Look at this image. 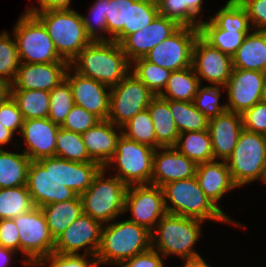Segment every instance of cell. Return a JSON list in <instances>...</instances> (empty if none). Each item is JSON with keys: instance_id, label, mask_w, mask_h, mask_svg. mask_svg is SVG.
<instances>
[{"instance_id": "1", "label": "cell", "mask_w": 266, "mask_h": 267, "mask_svg": "<svg viewBox=\"0 0 266 267\" xmlns=\"http://www.w3.org/2000/svg\"><path fill=\"white\" fill-rule=\"evenodd\" d=\"M103 167L59 157L31 161L26 186L36 207L71 200L85 192Z\"/></svg>"}, {"instance_id": "2", "label": "cell", "mask_w": 266, "mask_h": 267, "mask_svg": "<svg viewBox=\"0 0 266 267\" xmlns=\"http://www.w3.org/2000/svg\"><path fill=\"white\" fill-rule=\"evenodd\" d=\"M70 67L82 76L112 87L131 71V62L116 41L96 40L79 52Z\"/></svg>"}, {"instance_id": "3", "label": "cell", "mask_w": 266, "mask_h": 267, "mask_svg": "<svg viewBox=\"0 0 266 267\" xmlns=\"http://www.w3.org/2000/svg\"><path fill=\"white\" fill-rule=\"evenodd\" d=\"M151 248V231L146 227L117 218L102 226L100 245L95 255L97 266H118Z\"/></svg>"}, {"instance_id": "4", "label": "cell", "mask_w": 266, "mask_h": 267, "mask_svg": "<svg viewBox=\"0 0 266 267\" xmlns=\"http://www.w3.org/2000/svg\"><path fill=\"white\" fill-rule=\"evenodd\" d=\"M203 223L200 219L166 213L151 231V248L165 259L172 255L182 260L201 257L193 247L202 236Z\"/></svg>"}, {"instance_id": "5", "label": "cell", "mask_w": 266, "mask_h": 267, "mask_svg": "<svg viewBox=\"0 0 266 267\" xmlns=\"http://www.w3.org/2000/svg\"><path fill=\"white\" fill-rule=\"evenodd\" d=\"M161 188L167 213L196 218L204 222L211 220L233 224L205 195L196 176L169 182Z\"/></svg>"}, {"instance_id": "6", "label": "cell", "mask_w": 266, "mask_h": 267, "mask_svg": "<svg viewBox=\"0 0 266 267\" xmlns=\"http://www.w3.org/2000/svg\"><path fill=\"white\" fill-rule=\"evenodd\" d=\"M102 168L88 189L80 194L83 213L102 225L118 219L124 214L128 186L115 175L107 176Z\"/></svg>"}, {"instance_id": "7", "label": "cell", "mask_w": 266, "mask_h": 267, "mask_svg": "<svg viewBox=\"0 0 266 267\" xmlns=\"http://www.w3.org/2000/svg\"><path fill=\"white\" fill-rule=\"evenodd\" d=\"M34 15L43 23L59 56L71 62L92 40L76 10H44Z\"/></svg>"}, {"instance_id": "8", "label": "cell", "mask_w": 266, "mask_h": 267, "mask_svg": "<svg viewBox=\"0 0 266 267\" xmlns=\"http://www.w3.org/2000/svg\"><path fill=\"white\" fill-rule=\"evenodd\" d=\"M226 163L238 188L258 180L266 184V135L243 129Z\"/></svg>"}, {"instance_id": "9", "label": "cell", "mask_w": 266, "mask_h": 267, "mask_svg": "<svg viewBox=\"0 0 266 267\" xmlns=\"http://www.w3.org/2000/svg\"><path fill=\"white\" fill-rule=\"evenodd\" d=\"M155 148L121 135L116 151L103 167L117 171L114 175L127 186L151 184Z\"/></svg>"}, {"instance_id": "10", "label": "cell", "mask_w": 266, "mask_h": 267, "mask_svg": "<svg viewBox=\"0 0 266 267\" xmlns=\"http://www.w3.org/2000/svg\"><path fill=\"white\" fill-rule=\"evenodd\" d=\"M13 27L20 62H67L59 56L45 26L34 14L24 11Z\"/></svg>"}, {"instance_id": "11", "label": "cell", "mask_w": 266, "mask_h": 267, "mask_svg": "<svg viewBox=\"0 0 266 267\" xmlns=\"http://www.w3.org/2000/svg\"><path fill=\"white\" fill-rule=\"evenodd\" d=\"M13 220L18 228L24 267H33L39 260L54 253L55 240L50 235L46 217L40 207L35 206Z\"/></svg>"}, {"instance_id": "12", "label": "cell", "mask_w": 266, "mask_h": 267, "mask_svg": "<svg viewBox=\"0 0 266 267\" xmlns=\"http://www.w3.org/2000/svg\"><path fill=\"white\" fill-rule=\"evenodd\" d=\"M155 96L143 82L129 72L117 85L110 87L107 120L122 127L138 112L147 109Z\"/></svg>"}, {"instance_id": "13", "label": "cell", "mask_w": 266, "mask_h": 267, "mask_svg": "<svg viewBox=\"0 0 266 267\" xmlns=\"http://www.w3.org/2000/svg\"><path fill=\"white\" fill-rule=\"evenodd\" d=\"M199 27L181 26L175 33L150 50L144 58L170 71L192 66L193 47Z\"/></svg>"}, {"instance_id": "14", "label": "cell", "mask_w": 266, "mask_h": 267, "mask_svg": "<svg viewBox=\"0 0 266 267\" xmlns=\"http://www.w3.org/2000/svg\"><path fill=\"white\" fill-rule=\"evenodd\" d=\"M128 211L129 221L152 231L167 213L162 188L151 184L128 186L124 214Z\"/></svg>"}, {"instance_id": "15", "label": "cell", "mask_w": 266, "mask_h": 267, "mask_svg": "<svg viewBox=\"0 0 266 267\" xmlns=\"http://www.w3.org/2000/svg\"><path fill=\"white\" fill-rule=\"evenodd\" d=\"M192 67L201 85L204 80L209 85L224 87L232 73V56L211 46L199 35L193 47Z\"/></svg>"}, {"instance_id": "16", "label": "cell", "mask_w": 266, "mask_h": 267, "mask_svg": "<svg viewBox=\"0 0 266 267\" xmlns=\"http://www.w3.org/2000/svg\"><path fill=\"white\" fill-rule=\"evenodd\" d=\"M102 224L86 214H82L56 239L54 253L82 254L95 257L101 237Z\"/></svg>"}, {"instance_id": "17", "label": "cell", "mask_w": 266, "mask_h": 267, "mask_svg": "<svg viewBox=\"0 0 266 267\" xmlns=\"http://www.w3.org/2000/svg\"><path fill=\"white\" fill-rule=\"evenodd\" d=\"M264 72L233 68L226 89L227 111L243 114L261 101V90L265 79Z\"/></svg>"}, {"instance_id": "18", "label": "cell", "mask_w": 266, "mask_h": 267, "mask_svg": "<svg viewBox=\"0 0 266 267\" xmlns=\"http://www.w3.org/2000/svg\"><path fill=\"white\" fill-rule=\"evenodd\" d=\"M65 79L71 86L74 105L84 108L100 120H107L110 103L109 86L73 72L71 67L68 68Z\"/></svg>"}, {"instance_id": "19", "label": "cell", "mask_w": 266, "mask_h": 267, "mask_svg": "<svg viewBox=\"0 0 266 267\" xmlns=\"http://www.w3.org/2000/svg\"><path fill=\"white\" fill-rule=\"evenodd\" d=\"M181 25L160 14L146 27L129 34L120 46L130 62L144 57L157 44L175 33Z\"/></svg>"}, {"instance_id": "20", "label": "cell", "mask_w": 266, "mask_h": 267, "mask_svg": "<svg viewBox=\"0 0 266 267\" xmlns=\"http://www.w3.org/2000/svg\"><path fill=\"white\" fill-rule=\"evenodd\" d=\"M69 62L22 63L11 82V89H40L50 92L65 80Z\"/></svg>"}, {"instance_id": "21", "label": "cell", "mask_w": 266, "mask_h": 267, "mask_svg": "<svg viewBox=\"0 0 266 267\" xmlns=\"http://www.w3.org/2000/svg\"><path fill=\"white\" fill-rule=\"evenodd\" d=\"M197 164L175 147H159L153 155L151 185L162 187L176 180L189 179L196 174Z\"/></svg>"}, {"instance_id": "22", "label": "cell", "mask_w": 266, "mask_h": 267, "mask_svg": "<svg viewBox=\"0 0 266 267\" xmlns=\"http://www.w3.org/2000/svg\"><path fill=\"white\" fill-rule=\"evenodd\" d=\"M59 128L49 118L24 120L20 135L26 147L22 151L31 161L56 156V134Z\"/></svg>"}, {"instance_id": "23", "label": "cell", "mask_w": 266, "mask_h": 267, "mask_svg": "<svg viewBox=\"0 0 266 267\" xmlns=\"http://www.w3.org/2000/svg\"><path fill=\"white\" fill-rule=\"evenodd\" d=\"M195 176L200 188L213 204L233 222V225L243 228L240 222L233 220L220 208L219 202L223 196L238 188L231 178L226 161L213 160L197 164Z\"/></svg>"}, {"instance_id": "24", "label": "cell", "mask_w": 266, "mask_h": 267, "mask_svg": "<svg viewBox=\"0 0 266 267\" xmlns=\"http://www.w3.org/2000/svg\"><path fill=\"white\" fill-rule=\"evenodd\" d=\"M243 130L242 115L225 111L209 119L208 132L213 149V160L227 161Z\"/></svg>"}, {"instance_id": "25", "label": "cell", "mask_w": 266, "mask_h": 267, "mask_svg": "<svg viewBox=\"0 0 266 267\" xmlns=\"http://www.w3.org/2000/svg\"><path fill=\"white\" fill-rule=\"evenodd\" d=\"M81 135L89 157L104 167L116 151L122 129L109 120H101Z\"/></svg>"}, {"instance_id": "26", "label": "cell", "mask_w": 266, "mask_h": 267, "mask_svg": "<svg viewBox=\"0 0 266 267\" xmlns=\"http://www.w3.org/2000/svg\"><path fill=\"white\" fill-rule=\"evenodd\" d=\"M233 68L261 71L266 65V31L251 30L232 55Z\"/></svg>"}, {"instance_id": "27", "label": "cell", "mask_w": 266, "mask_h": 267, "mask_svg": "<svg viewBox=\"0 0 266 267\" xmlns=\"http://www.w3.org/2000/svg\"><path fill=\"white\" fill-rule=\"evenodd\" d=\"M147 109L154 125L156 149L159 147H174L179 132L169 110L168 100L155 96Z\"/></svg>"}, {"instance_id": "28", "label": "cell", "mask_w": 266, "mask_h": 267, "mask_svg": "<svg viewBox=\"0 0 266 267\" xmlns=\"http://www.w3.org/2000/svg\"><path fill=\"white\" fill-rule=\"evenodd\" d=\"M54 240L83 214L80 196L41 207Z\"/></svg>"}, {"instance_id": "29", "label": "cell", "mask_w": 266, "mask_h": 267, "mask_svg": "<svg viewBox=\"0 0 266 267\" xmlns=\"http://www.w3.org/2000/svg\"><path fill=\"white\" fill-rule=\"evenodd\" d=\"M201 86L192 66L172 71L159 97L173 101H193Z\"/></svg>"}, {"instance_id": "30", "label": "cell", "mask_w": 266, "mask_h": 267, "mask_svg": "<svg viewBox=\"0 0 266 267\" xmlns=\"http://www.w3.org/2000/svg\"><path fill=\"white\" fill-rule=\"evenodd\" d=\"M31 159L22 153L0 149V188L26 185Z\"/></svg>"}, {"instance_id": "31", "label": "cell", "mask_w": 266, "mask_h": 267, "mask_svg": "<svg viewBox=\"0 0 266 267\" xmlns=\"http://www.w3.org/2000/svg\"><path fill=\"white\" fill-rule=\"evenodd\" d=\"M203 3L204 0H157L160 15L189 27H199Z\"/></svg>"}, {"instance_id": "32", "label": "cell", "mask_w": 266, "mask_h": 267, "mask_svg": "<svg viewBox=\"0 0 266 267\" xmlns=\"http://www.w3.org/2000/svg\"><path fill=\"white\" fill-rule=\"evenodd\" d=\"M251 30H222L210 19L201 20L199 24L200 36L211 46L232 56L242 44L244 37Z\"/></svg>"}, {"instance_id": "33", "label": "cell", "mask_w": 266, "mask_h": 267, "mask_svg": "<svg viewBox=\"0 0 266 267\" xmlns=\"http://www.w3.org/2000/svg\"><path fill=\"white\" fill-rule=\"evenodd\" d=\"M174 147L196 164L213 161V149L208 129L179 133Z\"/></svg>"}, {"instance_id": "34", "label": "cell", "mask_w": 266, "mask_h": 267, "mask_svg": "<svg viewBox=\"0 0 266 267\" xmlns=\"http://www.w3.org/2000/svg\"><path fill=\"white\" fill-rule=\"evenodd\" d=\"M11 97L16 102L24 120L48 118L50 109L48 91L11 89Z\"/></svg>"}, {"instance_id": "35", "label": "cell", "mask_w": 266, "mask_h": 267, "mask_svg": "<svg viewBox=\"0 0 266 267\" xmlns=\"http://www.w3.org/2000/svg\"><path fill=\"white\" fill-rule=\"evenodd\" d=\"M168 105L179 133L208 129L209 119L195 107L193 101L168 100Z\"/></svg>"}, {"instance_id": "36", "label": "cell", "mask_w": 266, "mask_h": 267, "mask_svg": "<svg viewBox=\"0 0 266 267\" xmlns=\"http://www.w3.org/2000/svg\"><path fill=\"white\" fill-rule=\"evenodd\" d=\"M34 207L26 185L0 188V220L13 219Z\"/></svg>"}, {"instance_id": "37", "label": "cell", "mask_w": 266, "mask_h": 267, "mask_svg": "<svg viewBox=\"0 0 266 267\" xmlns=\"http://www.w3.org/2000/svg\"><path fill=\"white\" fill-rule=\"evenodd\" d=\"M133 73L156 96L165 88L172 71L147 61L144 57L131 62Z\"/></svg>"}, {"instance_id": "38", "label": "cell", "mask_w": 266, "mask_h": 267, "mask_svg": "<svg viewBox=\"0 0 266 267\" xmlns=\"http://www.w3.org/2000/svg\"><path fill=\"white\" fill-rule=\"evenodd\" d=\"M56 157L75 162H94L86 150L82 135L59 128L56 134Z\"/></svg>"}, {"instance_id": "39", "label": "cell", "mask_w": 266, "mask_h": 267, "mask_svg": "<svg viewBox=\"0 0 266 267\" xmlns=\"http://www.w3.org/2000/svg\"><path fill=\"white\" fill-rule=\"evenodd\" d=\"M209 19L222 30H252L245 8L238 0H228Z\"/></svg>"}, {"instance_id": "40", "label": "cell", "mask_w": 266, "mask_h": 267, "mask_svg": "<svg viewBox=\"0 0 266 267\" xmlns=\"http://www.w3.org/2000/svg\"><path fill=\"white\" fill-rule=\"evenodd\" d=\"M135 0H110L106 3L108 40L121 43L124 40V27H129L130 5Z\"/></svg>"}, {"instance_id": "41", "label": "cell", "mask_w": 266, "mask_h": 267, "mask_svg": "<svg viewBox=\"0 0 266 267\" xmlns=\"http://www.w3.org/2000/svg\"><path fill=\"white\" fill-rule=\"evenodd\" d=\"M121 129L122 134L127 138L156 149L154 125L148 109L138 112Z\"/></svg>"}, {"instance_id": "42", "label": "cell", "mask_w": 266, "mask_h": 267, "mask_svg": "<svg viewBox=\"0 0 266 267\" xmlns=\"http://www.w3.org/2000/svg\"><path fill=\"white\" fill-rule=\"evenodd\" d=\"M50 109L48 118L61 126L74 106L71 86L65 79L50 92Z\"/></svg>"}, {"instance_id": "43", "label": "cell", "mask_w": 266, "mask_h": 267, "mask_svg": "<svg viewBox=\"0 0 266 267\" xmlns=\"http://www.w3.org/2000/svg\"><path fill=\"white\" fill-rule=\"evenodd\" d=\"M19 65L20 60L14 36H10L7 31H2L0 33V78L11 83Z\"/></svg>"}, {"instance_id": "44", "label": "cell", "mask_w": 266, "mask_h": 267, "mask_svg": "<svg viewBox=\"0 0 266 267\" xmlns=\"http://www.w3.org/2000/svg\"><path fill=\"white\" fill-rule=\"evenodd\" d=\"M158 14L157 0H135L130 5L129 27H124V39L149 25Z\"/></svg>"}, {"instance_id": "45", "label": "cell", "mask_w": 266, "mask_h": 267, "mask_svg": "<svg viewBox=\"0 0 266 267\" xmlns=\"http://www.w3.org/2000/svg\"><path fill=\"white\" fill-rule=\"evenodd\" d=\"M201 85L194 97L195 107L203 113L208 119L217 117L227 111L226 103L220 104L221 92L224 87Z\"/></svg>"}, {"instance_id": "46", "label": "cell", "mask_w": 266, "mask_h": 267, "mask_svg": "<svg viewBox=\"0 0 266 267\" xmlns=\"http://www.w3.org/2000/svg\"><path fill=\"white\" fill-rule=\"evenodd\" d=\"M109 1L110 0H94V3L89 7V15L86 17L81 14L85 32L92 41L108 40L106 3H109Z\"/></svg>"}, {"instance_id": "47", "label": "cell", "mask_w": 266, "mask_h": 267, "mask_svg": "<svg viewBox=\"0 0 266 267\" xmlns=\"http://www.w3.org/2000/svg\"><path fill=\"white\" fill-rule=\"evenodd\" d=\"M98 267L93 256L84 254L51 253L39 260L33 267Z\"/></svg>"}, {"instance_id": "48", "label": "cell", "mask_w": 266, "mask_h": 267, "mask_svg": "<svg viewBox=\"0 0 266 267\" xmlns=\"http://www.w3.org/2000/svg\"><path fill=\"white\" fill-rule=\"evenodd\" d=\"M100 121L101 120L94 114L82 107L74 105L60 127L68 131L82 134Z\"/></svg>"}, {"instance_id": "49", "label": "cell", "mask_w": 266, "mask_h": 267, "mask_svg": "<svg viewBox=\"0 0 266 267\" xmlns=\"http://www.w3.org/2000/svg\"><path fill=\"white\" fill-rule=\"evenodd\" d=\"M243 129L266 135V102H257L242 114Z\"/></svg>"}, {"instance_id": "50", "label": "cell", "mask_w": 266, "mask_h": 267, "mask_svg": "<svg viewBox=\"0 0 266 267\" xmlns=\"http://www.w3.org/2000/svg\"><path fill=\"white\" fill-rule=\"evenodd\" d=\"M24 118L18 109L16 102L9 97L4 103L0 104V123L5 128L12 131L15 135L20 134Z\"/></svg>"}, {"instance_id": "51", "label": "cell", "mask_w": 266, "mask_h": 267, "mask_svg": "<svg viewBox=\"0 0 266 267\" xmlns=\"http://www.w3.org/2000/svg\"><path fill=\"white\" fill-rule=\"evenodd\" d=\"M245 8L253 30L266 31V0H238Z\"/></svg>"}, {"instance_id": "52", "label": "cell", "mask_w": 266, "mask_h": 267, "mask_svg": "<svg viewBox=\"0 0 266 267\" xmlns=\"http://www.w3.org/2000/svg\"><path fill=\"white\" fill-rule=\"evenodd\" d=\"M164 257L155 249L137 254L136 256L123 261L117 267H165Z\"/></svg>"}, {"instance_id": "53", "label": "cell", "mask_w": 266, "mask_h": 267, "mask_svg": "<svg viewBox=\"0 0 266 267\" xmlns=\"http://www.w3.org/2000/svg\"><path fill=\"white\" fill-rule=\"evenodd\" d=\"M0 245L13 249L20 254L18 228L13 219L0 220Z\"/></svg>"}, {"instance_id": "54", "label": "cell", "mask_w": 266, "mask_h": 267, "mask_svg": "<svg viewBox=\"0 0 266 267\" xmlns=\"http://www.w3.org/2000/svg\"><path fill=\"white\" fill-rule=\"evenodd\" d=\"M72 0H38L39 6L29 7L25 12L34 14L35 12L44 10H72Z\"/></svg>"}, {"instance_id": "55", "label": "cell", "mask_w": 266, "mask_h": 267, "mask_svg": "<svg viewBox=\"0 0 266 267\" xmlns=\"http://www.w3.org/2000/svg\"><path fill=\"white\" fill-rule=\"evenodd\" d=\"M18 252L0 245V267H10L11 261L17 257Z\"/></svg>"}, {"instance_id": "56", "label": "cell", "mask_w": 266, "mask_h": 267, "mask_svg": "<svg viewBox=\"0 0 266 267\" xmlns=\"http://www.w3.org/2000/svg\"><path fill=\"white\" fill-rule=\"evenodd\" d=\"M11 97V83L8 80L0 78V104Z\"/></svg>"}, {"instance_id": "57", "label": "cell", "mask_w": 266, "mask_h": 267, "mask_svg": "<svg viewBox=\"0 0 266 267\" xmlns=\"http://www.w3.org/2000/svg\"><path fill=\"white\" fill-rule=\"evenodd\" d=\"M13 136H15L14 133L0 123V149H3L4 145L12 143Z\"/></svg>"}, {"instance_id": "58", "label": "cell", "mask_w": 266, "mask_h": 267, "mask_svg": "<svg viewBox=\"0 0 266 267\" xmlns=\"http://www.w3.org/2000/svg\"><path fill=\"white\" fill-rule=\"evenodd\" d=\"M183 262L184 264L181 267H211L202 256L194 259H186Z\"/></svg>"}, {"instance_id": "59", "label": "cell", "mask_w": 266, "mask_h": 267, "mask_svg": "<svg viewBox=\"0 0 266 267\" xmlns=\"http://www.w3.org/2000/svg\"><path fill=\"white\" fill-rule=\"evenodd\" d=\"M261 101L266 102V76H265L263 87L261 90Z\"/></svg>"}, {"instance_id": "60", "label": "cell", "mask_w": 266, "mask_h": 267, "mask_svg": "<svg viewBox=\"0 0 266 267\" xmlns=\"http://www.w3.org/2000/svg\"><path fill=\"white\" fill-rule=\"evenodd\" d=\"M263 72H264V74L266 75V65H265V69H264V71H263Z\"/></svg>"}]
</instances>
